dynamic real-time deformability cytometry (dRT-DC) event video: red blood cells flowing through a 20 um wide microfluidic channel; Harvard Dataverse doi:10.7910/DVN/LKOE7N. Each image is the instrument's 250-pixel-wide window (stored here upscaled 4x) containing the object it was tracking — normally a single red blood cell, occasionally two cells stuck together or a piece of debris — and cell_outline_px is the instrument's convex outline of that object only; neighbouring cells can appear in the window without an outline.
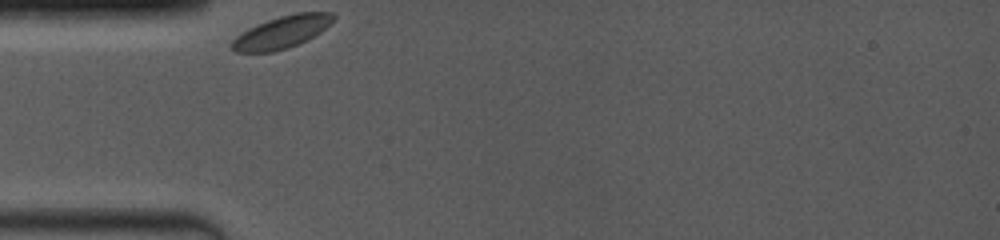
{"species": "common noctule bat (a hibernating species)", "species_latin": "Nyctalus noctula", "temperature_condition": "room temperature", "stored_images_in_passage": 55, "camera_frame_rate_fps": 4000, "um_per_image_px": 0.085, "animal": {"sex": "female", "body_mass_g": 19.0, "forearm_length_mm": 53.3}, "frame": {"image": 1, "passage_image": 1, "time_ms": 0.0, "image_size_px": [1000, 240], "cell_outline_px": [[336, 16], [320, 32], [308, 40], [288, 48], [272, 52], [236, 52], [232, 48], [232, 40], [236, 36], [248, 28], [268, 20], [280, 16], [296, 12], [332, 12]], "centroid_in_image_um": [23.95, 2.73], "position_along_channel_um": 61.0, "area_um2": 18.96}}
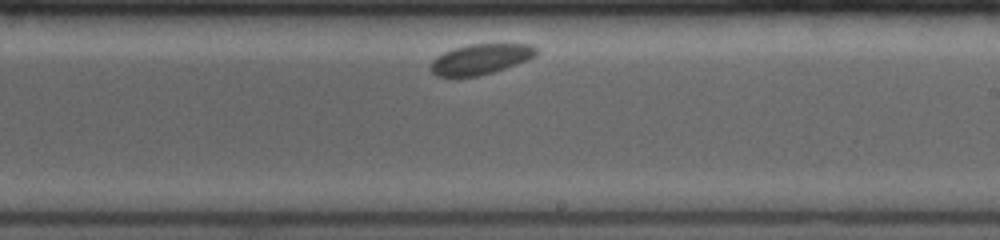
{"frame": {"image": 2, "passage_image": 31, "time_ms": 5.5, "image_size_px": [1000, 240], "cell_outline_px": [[536, 56], [528, 60], [480, 76], [436, 76], [432, 72], [432, 60], [436, 56], [452, 48], [468, 44], [532, 44], [536, 48]], "centroid_in_image_um": [40.85, 5.01], "position_along_channel_um": 248.1, "area_um2": 18.55}}
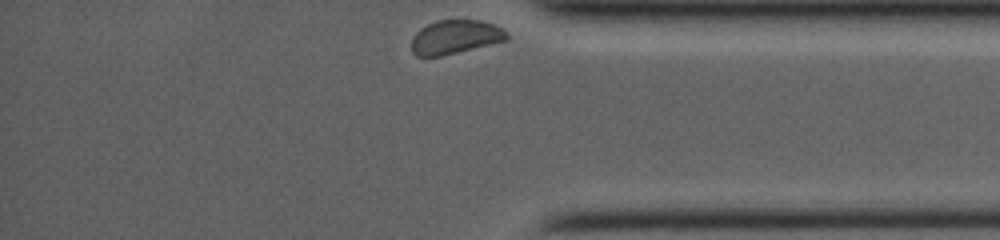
{"frame": {"image": 3, "passage_image": 55, "time_ms": 9.75, "image_size_px": [1000, 240], "cell_outline_px": [[508, 40], [440, 56], [416, 56], [412, 52], [412, 36], [420, 28], [436, 20], [480, 20], [492, 24], [500, 28], [508, 36]], "centroid_in_image_um": [38.65, 3.14], "position_along_channel_um": 396.5, "area_um2": 18.61}, "authors_computed_cell_mechanics": {"area_um2": 19.4208, "velocity_mm_per_s": 3.4822, "shape_relaxation_time_tau1_ms": 0.1733, "shape_relaxation_time_tau2_ms": null, "deformation_change_tau1": 0.0265, "deformation_change_tau2": null}}